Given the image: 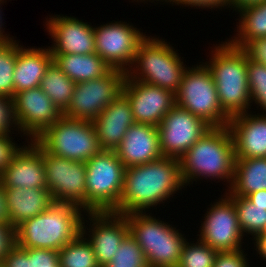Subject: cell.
Segmentation results:
<instances>
[{
	"instance_id": "8992f818",
	"label": "cell",
	"mask_w": 266,
	"mask_h": 267,
	"mask_svg": "<svg viewBox=\"0 0 266 267\" xmlns=\"http://www.w3.org/2000/svg\"><path fill=\"white\" fill-rule=\"evenodd\" d=\"M184 64L177 50L164 38L147 36L138 46L134 63L126 75L130 79L165 88L175 94L187 68Z\"/></svg>"
},
{
	"instance_id": "60d3db41",
	"label": "cell",
	"mask_w": 266,
	"mask_h": 267,
	"mask_svg": "<svg viewBox=\"0 0 266 267\" xmlns=\"http://www.w3.org/2000/svg\"><path fill=\"white\" fill-rule=\"evenodd\" d=\"M58 265V251L32 248L33 267H57Z\"/></svg>"
},
{
	"instance_id": "3957f363",
	"label": "cell",
	"mask_w": 266,
	"mask_h": 267,
	"mask_svg": "<svg viewBox=\"0 0 266 267\" xmlns=\"http://www.w3.org/2000/svg\"><path fill=\"white\" fill-rule=\"evenodd\" d=\"M86 212L72 204L54 202L44 212L14 229L15 243L24 249L59 251L82 233Z\"/></svg>"
},
{
	"instance_id": "4fadbf2b",
	"label": "cell",
	"mask_w": 266,
	"mask_h": 267,
	"mask_svg": "<svg viewBox=\"0 0 266 267\" xmlns=\"http://www.w3.org/2000/svg\"><path fill=\"white\" fill-rule=\"evenodd\" d=\"M211 203L201 221L199 240L218 252L242 249L243 234L235 204L226 195ZM209 210V211H208Z\"/></svg>"
},
{
	"instance_id": "c3c4849f",
	"label": "cell",
	"mask_w": 266,
	"mask_h": 267,
	"mask_svg": "<svg viewBox=\"0 0 266 267\" xmlns=\"http://www.w3.org/2000/svg\"><path fill=\"white\" fill-rule=\"evenodd\" d=\"M133 1L138 2V3H139V2H142V3L145 2V3H146V2L149 1V2L152 3V2H154V1H156V2H158V1L161 2L162 0H133Z\"/></svg>"
},
{
	"instance_id": "5bb4252c",
	"label": "cell",
	"mask_w": 266,
	"mask_h": 267,
	"mask_svg": "<svg viewBox=\"0 0 266 267\" xmlns=\"http://www.w3.org/2000/svg\"><path fill=\"white\" fill-rule=\"evenodd\" d=\"M157 128L163 157L180 159L212 127L175 104Z\"/></svg>"
},
{
	"instance_id": "44dd1931",
	"label": "cell",
	"mask_w": 266,
	"mask_h": 267,
	"mask_svg": "<svg viewBox=\"0 0 266 267\" xmlns=\"http://www.w3.org/2000/svg\"><path fill=\"white\" fill-rule=\"evenodd\" d=\"M236 159L266 158V114L249 111L230 118Z\"/></svg>"
},
{
	"instance_id": "8fae6325",
	"label": "cell",
	"mask_w": 266,
	"mask_h": 267,
	"mask_svg": "<svg viewBox=\"0 0 266 267\" xmlns=\"http://www.w3.org/2000/svg\"><path fill=\"white\" fill-rule=\"evenodd\" d=\"M131 23L113 21L94 27L95 53L111 68L127 72L140 43L147 37Z\"/></svg>"
},
{
	"instance_id": "ee69618b",
	"label": "cell",
	"mask_w": 266,
	"mask_h": 267,
	"mask_svg": "<svg viewBox=\"0 0 266 267\" xmlns=\"http://www.w3.org/2000/svg\"><path fill=\"white\" fill-rule=\"evenodd\" d=\"M0 223L9 225V215L6 206L5 188L0 182Z\"/></svg>"
},
{
	"instance_id": "d590c367",
	"label": "cell",
	"mask_w": 266,
	"mask_h": 267,
	"mask_svg": "<svg viewBox=\"0 0 266 267\" xmlns=\"http://www.w3.org/2000/svg\"><path fill=\"white\" fill-rule=\"evenodd\" d=\"M11 129L20 134L14 117L13 98L0 96V135H12Z\"/></svg>"
},
{
	"instance_id": "5b68a950",
	"label": "cell",
	"mask_w": 266,
	"mask_h": 267,
	"mask_svg": "<svg viewBox=\"0 0 266 267\" xmlns=\"http://www.w3.org/2000/svg\"><path fill=\"white\" fill-rule=\"evenodd\" d=\"M151 214L150 212L126 214L130 234L143 249L149 267H177L181 251L187 241L186 236L182 235L174 225Z\"/></svg>"
},
{
	"instance_id": "b9f144b4",
	"label": "cell",
	"mask_w": 266,
	"mask_h": 267,
	"mask_svg": "<svg viewBox=\"0 0 266 267\" xmlns=\"http://www.w3.org/2000/svg\"><path fill=\"white\" fill-rule=\"evenodd\" d=\"M14 243V229L10 225L0 223V263Z\"/></svg>"
},
{
	"instance_id": "6da1fadb",
	"label": "cell",
	"mask_w": 266,
	"mask_h": 267,
	"mask_svg": "<svg viewBox=\"0 0 266 267\" xmlns=\"http://www.w3.org/2000/svg\"><path fill=\"white\" fill-rule=\"evenodd\" d=\"M182 188L186 187L180 174L179 159L161 157L143 165L127 167L122 195L112 212L123 215L148 212L170 200Z\"/></svg>"
},
{
	"instance_id": "7dc6e473",
	"label": "cell",
	"mask_w": 266,
	"mask_h": 267,
	"mask_svg": "<svg viewBox=\"0 0 266 267\" xmlns=\"http://www.w3.org/2000/svg\"><path fill=\"white\" fill-rule=\"evenodd\" d=\"M5 0H0V43H2V42H5V41H9V40H11V39H14V36H10V34H6L5 32H4V30H5V28L3 29L2 28V26H4V24L2 23V5H4V2ZM10 36V37H9Z\"/></svg>"
},
{
	"instance_id": "52a82bcc",
	"label": "cell",
	"mask_w": 266,
	"mask_h": 267,
	"mask_svg": "<svg viewBox=\"0 0 266 267\" xmlns=\"http://www.w3.org/2000/svg\"><path fill=\"white\" fill-rule=\"evenodd\" d=\"M85 166L86 212L113 211L122 195L126 167L108 150L94 155Z\"/></svg>"
},
{
	"instance_id": "7bdbcfd3",
	"label": "cell",
	"mask_w": 266,
	"mask_h": 267,
	"mask_svg": "<svg viewBox=\"0 0 266 267\" xmlns=\"http://www.w3.org/2000/svg\"><path fill=\"white\" fill-rule=\"evenodd\" d=\"M253 241L254 248L256 247V253L260 255V258L266 261V232L258 234Z\"/></svg>"
},
{
	"instance_id": "484cf974",
	"label": "cell",
	"mask_w": 266,
	"mask_h": 267,
	"mask_svg": "<svg viewBox=\"0 0 266 267\" xmlns=\"http://www.w3.org/2000/svg\"><path fill=\"white\" fill-rule=\"evenodd\" d=\"M266 190V158L236 159L234 179L227 196L246 197Z\"/></svg>"
},
{
	"instance_id": "f1b7e54d",
	"label": "cell",
	"mask_w": 266,
	"mask_h": 267,
	"mask_svg": "<svg viewBox=\"0 0 266 267\" xmlns=\"http://www.w3.org/2000/svg\"><path fill=\"white\" fill-rule=\"evenodd\" d=\"M235 204L238 223L243 236L251 234L254 239L266 231V207L254 206L245 197L228 196Z\"/></svg>"
},
{
	"instance_id": "9c48e42d",
	"label": "cell",
	"mask_w": 266,
	"mask_h": 267,
	"mask_svg": "<svg viewBox=\"0 0 266 267\" xmlns=\"http://www.w3.org/2000/svg\"><path fill=\"white\" fill-rule=\"evenodd\" d=\"M175 104L211 127L228 126L230 118L222 111L213 76L204 62L187 66L175 93Z\"/></svg>"
},
{
	"instance_id": "7402d4cb",
	"label": "cell",
	"mask_w": 266,
	"mask_h": 267,
	"mask_svg": "<svg viewBox=\"0 0 266 267\" xmlns=\"http://www.w3.org/2000/svg\"><path fill=\"white\" fill-rule=\"evenodd\" d=\"M102 150L115 151L135 122L127 97L121 94L93 121Z\"/></svg>"
},
{
	"instance_id": "e0dca14e",
	"label": "cell",
	"mask_w": 266,
	"mask_h": 267,
	"mask_svg": "<svg viewBox=\"0 0 266 267\" xmlns=\"http://www.w3.org/2000/svg\"><path fill=\"white\" fill-rule=\"evenodd\" d=\"M122 93L130 102L136 123L158 126L175 105V94L165 88L130 79H124Z\"/></svg>"
},
{
	"instance_id": "9a60e30c",
	"label": "cell",
	"mask_w": 266,
	"mask_h": 267,
	"mask_svg": "<svg viewBox=\"0 0 266 267\" xmlns=\"http://www.w3.org/2000/svg\"><path fill=\"white\" fill-rule=\"evenodd\" d=\"M84 215L90 222L83 218L82 234L92 245L98 265L104 267L112 261L123 239L130 233L126 216L112 211L86 212Z\"/></svg>"
},
{
	"instance_id": "4dcf8cb0",
	"label": "cell",
	"mask_w": 266,
	"mask_h": 267,
	"mask_svg": "<svg viewBox=\"0 0 266 267\" xmlns=\"http://www.w3.org/2000/svg\"><path fill=\"white\" fill-rule=\"evenodd\" d=\"M18 45L19 41L14 39L0 43V96H14L13 74Z\"/></svg>"
},
{
	"instance_id": "ac0fdd59",
	"label": "cell",
	"mask_w": 266,
	"mask_h": 267,
	"mask_svg": "<svg viewBox=\"0 0 266 267\" xmlns=\"http://www.w3.org/2000/svg\"><path fill=\"white\" fill-rule=\"evenodd\" d=\"M48 16L46 29L53 44L51 54H91L95 53L94 27L74 16Z\"/></svg>"
},
{
	"instance_id": "836d02e7",
	"label": "cell",
	"mask_w": 266,
	"mask_h": 267,
	"mask_svg": "<svg viewBox=\"0 0 266 267\" xmlns=\"http://www.w3.org/2000/svg\"><path fill=\"white\" fill-rule=\"evenodd\" d=\"M247 75L251 103L256 104L257 109L261 107V114H266V66L248 60Z\"/></svg>"
},
{
	"instance_id": "2e32d148",
	"label": "cell",
	"mask_w": 266,
	"mask_h": 267,
	"mask_svg": "<svg viewBox=\"0 0 266 267\" xmlns=\"http://www.w3.org/2000/svg\"><path fill=\"white\" fill-rule=\"evenodd\" d=\"M14 117L20 136L34 141L63 114L40 87L21 91L13 96ZM30 138V139H29Z\"/></svg>"
},
{
	"instance_id": "ba28073f",
	"label": "cell",
	"mask_w": 266,
	"mask_h": 267,
	"mask_svg": "<svg viewBox=\"0 0 266 267\" xmlns=\"http://www.w3.org/2000/svg\"><path fill=\"white\" fill-rule=\"evenodd\" d=\"M34 141L45 152L78 162L102 151L93 122L64 116Z\"/></svg>"
},
{
	"instance_id": "f6af8a7d",
	"label": "cell",
	"mask_w": 266,
	"mask_h": 267,
	"mask_svg": "<svg viewBox=\"0 0 266 267\" xmlns=\"http://www.w3.org/2000/svg\"><path fill=\"white\" fill-rule=\"evenodd\" d=\"M254 206L266 207V190H258L245 197Z\"/></svg>"
},
{
	"instance_id": "7a4b0ae2",
	"label": "cell",
	"mask_w": 266,
	"mask_h": 267,
	"mask_svg": "<svg viewBox=\"0 0 266 267\" xmlns=\"http://www.w3.org/2000/svg\"><path fill=\"white\" fill-rule=\"evenodd\" d=\"M235 162V146L230 129L228 126L212 127L179 159L184 186L198 179H218V182L226 181L228 191L234 179Z\"/></svg>"
},
{
	"instance_id": "74e56055",
	"label": "cell",
	"mask_w": 266,
	"mask_h": 267,
	"mask_svg": "<svg viewBox=\"0 0 266 267\" xmlns=\"http://www.w3.org/2000/svg\"><path fill=\"white\" fill-rule=\"evenodd\" d=\"M241 49L248 60L258 62L266 66V37L251 39Z\"/></svg>"
},
{
	"instance_id": "d4e9b609",
	"label": "cell",
	"mask_w": 266,
	"mask_h": 267,
	"mask_svg": "<svg viewBox=\"0 0 266 267\" xmlns=\"http://www.w3.org/2000/svg\"><path fill=\"white\" fill-rule=\"evenodd\" d=\"M54 63L76 84L100 78L112 68L96 53L52 54Z\"/></svg>"
},
{
	"instance_id": "603a6c76",
	"label": "cell",
	"mask_w": 266,
	"mask_h": 267,
	"mask_svg": "<svg viewBox=\"0 0 266 267\" xmlns=\"http://www.w3.org/2000/svg\"><path fill=\"white\" fill-rule=\"evenodd\" d=\"M5 197L9 225L13 229L44 212L54 203L48 188L8 187L5 189Z\"/></svg>"
},
{
	"instance_id": "cb8c5ba5",
	"label": "cell",
	"mask_w": 266,
	"mask_h": 267,
	"mask_svg": "<svg viewBox=\"0 0 266 267\" xmlns=\"http://www.w3.org/2000/svg\"><path fill=\"white\" fill-rule=\"evenodd\" d=\"M53 62L49 46L47 48L17 46V58L13 74L14 95L40 86L47 68Z\"/></svg>"
},
{
	"instance_id": "1f68e13d",
	"label": "cell",
	"mask_w": 266,
	"mask_h": 267,
	"mask_svg": "<svg viewBox=\"0 0 266 267\" xmlns=\"http://www.w3.org/2000/svg\"><path fill=\"white\" fill-rule=\"evenodd\" d=\"M196 240V243L185 242L177 267H213L218 251Z\"/></svg>"
},
{
	"instance_id": "ab89813d",
	"label": "cell",
	"mask_w": 266,
	"mask_h": 267,
	"mask_svg": "<svg viewBox=\"0 0 266 267\" xmlns=\"http://www.w3.org/2000/svg\"><path fill=\"white\" fill-rule=\"evenodd\" d=\"M161 2H164L163 4H177L178 6H186V7H196L199 8H207V9H213L216 8L222 9L224 7L231 8V0H162ZM166 2V3H165ZM168 2V3H167ZM184 5V6H183Z\"/></svg>"
},
{
	"instance_id": "f546056e",
	"label": "cell",
	"mask_w": 266,
	"mask_h": 267,
	"mask_svg": "<svg viewBox=\"0 0 266 267\" xmlns=\"http://www.w3.org/2000/svg\"><path fill=\"white\" fill-rule=\"evenodd\" d=\"M60 267H100L90 242L81 233L58 251Z\"/></svg>"
},
{
	"instance_id": "e575fe53",
	"label": "cell",
	"mask_w": 266,
	"mask_h": 267,
	"mask_svg": "<svg viewBox=\"0 0 266 267\" xmlns=\"http://www.w3.org/2000/svg\"><path fill=\"white\" fill-rule=\"evenodd\" d=\"M0 267H33L32 248L24 249L14 243L2 259Z\"/></svg>"
},
{
	"instance_id": "d6a6232c",
	"label": "cell",
	"mask_w": 266,
	"mask_h": 267,
	"mask_svg": "<svg viewBox=\"0 0 266 267\" xmlns=\"http://www.w3.org/2000/svg\"><path fill=\"white\" fill-rule=\"evenodd\" d=\"M104 267H149L143 249L129 233L122 241L112 261Z\"/></svg>"
},
{
	"instance_id": "30bf717a",
	"label": "cell",
	"mask_w": 266,
	"mask_h": 267,
	"mask_svg": "<svg viewBox=\"0 0 266 267\" xmlns=\"http://www.w3.org/2000/svg\"><path fill=\"white\" fill-rule=\"evenodd\" d=\"M126 72L111 69L104 76L75 85L64 117L93 122L122 92Z\"/></svg>"
},
{
	"instance_id": "7c38bea8",
	"label": "cell",
	"mask_w": 266,
	"mask_h": 267,
	"mask_svg": "<svg viewBox=\"0 0 266 267\" xmlns=\"http://www.w3.org/2000/svg\"><path fill=\"white\" fill-rule=\"evenodd\" d=\"M46 184L54 202L72 204L86 212L85 162L69 160L43 150Z\"/></svg>"
},
{
	"instance_id": "8d00e7d4",
	"label": "cell",
	"mask_w": 266,
	"mask_h": 267,
	"mask_svg": "<svg viewBox=\"0 0 266 267\" xmlns=\"http://www.w3.org/2000/svg\"><path fill=\"white\" fill-rule=\"evenodd\" d=\"M243 249L218 252L213 267H249L247 254Z\"/></svg>"
},
{
	"instance_id": "277c9868",
	"label": "cell",
	"mask_w": 266,
	"mask_h": 267,
	"mask_svg": "<svg viewBox=\"0 0 266 267\" xmlns=\"http://www.w3.org/2000/svg\"><path fill=\"white\" fill-rule=\"evenodd\" d=\"M219 45V46H218ZM204 62L213 76L222 111L232 118L251 110L248 59L243 50L228 40L216 44ZM250 106V107H249Z\"/></svg>"
},
{
	"instance_id": "ffe728a7",
	"label": "cell",
	"mask_w": 266,
	"mask_h": 267,
	"mask_svg": "<svg viewBox=\"0 0 266 267\" xmlns=\"http://www.w3.org/2000/svg\"><path fill=\"white\" fill-rule=\"evenodd\" d=\"M124 166H138L163 157L158 128L150 124L134 123L114 151Z\"/></svg>"
},
{
	"instance_id": "83f0119b",
	"label": "cell",
	"mask_w": 266,
	"mask_h": 267,
	"mask_svg": "<svg viewBox=\"0 0 266 267\" xmlns=\"http://www.w3.org/2000/svg\"><path fill=\"white\" fill-rule=\"evenodd\" d=\"M76 83L69 79L54 63L49 65L40 83V88L63 114L68 108Z\"/></svg>"
},
{
	"instance_id": "bcb514c9",
	"label": "cell",
	"mask_w": 266,
	"mask_h": 267,
	"mask_svg": "<svg viewBox=\"0 0 266 267\" xmlns=\"http://www.w3.org/2000/svg\"><path fill=\"white\" fill-rule=\"evenodd\" d=\"M266 0H231V10L233 9V12L235 10V13L248 5H252V4H256V3H260Z\"/></svg>"
},
{
	"instance_id": "f35d334b",
	"label": "cell",
	"mask_w": 266,
	"mask_h": 267,
	"mask_svg": "<svg viewBox=\"0 0 266 267\" xmlns=\"http://www.w3.org/2000/svg\"><path fill=\"white\" fill-rule=\"evenodd\" d=\"M20 148L12 135H0V175Z\"/></svg>"
},
{
	"instance_id": "4316f807",
	"label": "cell",
	"mask_w": 266,
	"mask_h": 267,
	"mask_svg": "<svg viewBox=\"0 0 266 267\" xmlns=\"http://www.w3.org/2000/svg\"><path fill=\"white\" fill-rule=\"evenodd\" d=\"M237 14L238 33L228 39L233 46L241 48L251 39L266 37V1L245 6Z\"/></svg>"
},
{
	"instance_id": "d6986e66",
	"label": "cell",
	"mask_w": 266,
	"mask_h": 267,
	"mask_svg": "<svg viewBox=\"0 0 266 267\" xmlns=\"http://www.w3.org/2000/svg\"><path fill=\"white\" fill-rule=\"evenodd\" d=\"M27 143V145H21L0 175V182L5 189L8 187L47 188L43 149L35 141H27Z\"/></svg>"
}]
</instances>
